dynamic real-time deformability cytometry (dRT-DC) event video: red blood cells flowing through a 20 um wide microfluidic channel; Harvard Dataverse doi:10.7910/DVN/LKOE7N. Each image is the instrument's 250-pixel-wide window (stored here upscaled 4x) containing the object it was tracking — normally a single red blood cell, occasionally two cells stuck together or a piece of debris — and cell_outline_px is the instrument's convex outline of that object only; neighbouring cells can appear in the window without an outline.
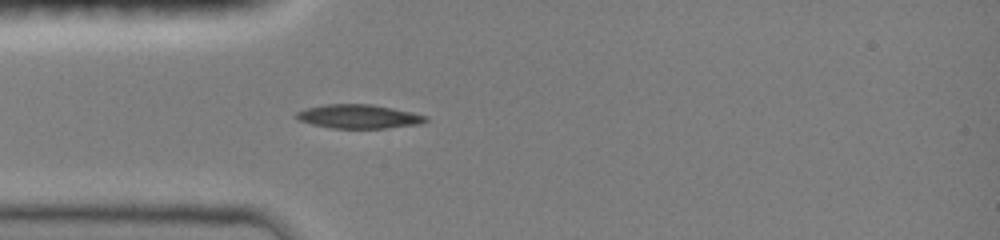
{"species": "common noctule bat (a hibernating species)", "species_latin": "Nyctalus noctula", "temperature_condition": "room temperature", "stored_images_in_passage": 35, "camera_frame_rate_fps": 3000, "um_per_image_px": 0.085, "animal": {"sex": "female", "body_mass_g": 19.0, "forearm_length_mm": 51.5}, "frame": {"image": 1, "passage_image": 1, "time_ms": 0.0, "image_size_px": [1000, 240], "cell_outline_px": [[428, 120], [420, 124], [384, 128], [332, 128], [312, 124], [300, 120], [296, 116], [296, 112], [304, 108], [324, 104], [372, 104], [412, 112], [428, 116]], "centroid_in_image_um": [30.49, 9.89], "position_along_channel_um": 54.5, "area_um2": 17.98}}
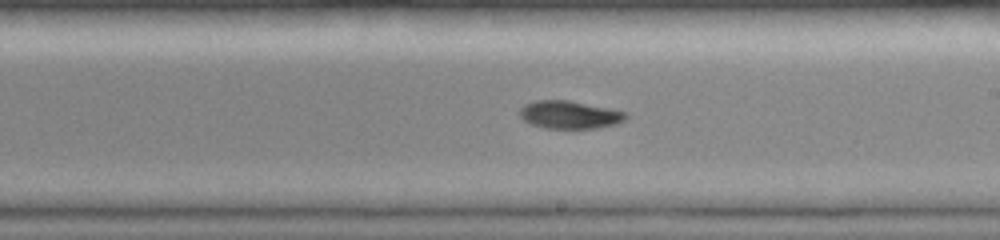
{"frame": {"image": 2, "passage_image": 15, "time_ms": 4.667, "image_size_px": [1000, 240], "cell_outline_px": [[628, 116], [624, 120], [616, 124], [596, 128], [544, 128], [532, 124], [524, 120], [520, 116], [520, 108], [524, 104], [536, 100], [568, 100], [628, 112]], "centroid_in_image_um": [48.42, 9.75], "position_along_channel_um": 240.6, "area_um2": 17.17}}
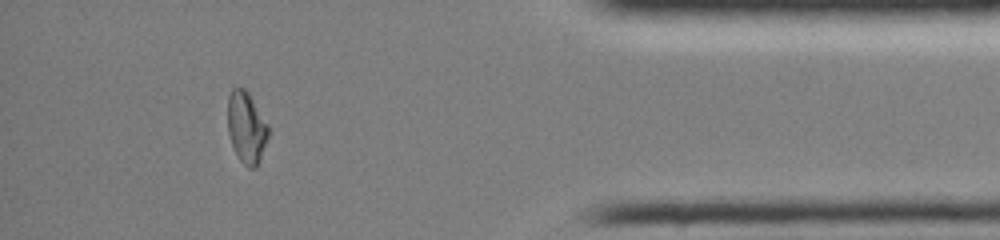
{"frame": {"image": 3, "passage_image": 30, "time_ms": 9.667, "image_size_px": [1000, 240], "cell_outline_px": [[268, 136], [260, 160], [256, 168], [248, 168], [240, 160], [232, 144], [228, 132], [228, 96], [232, 88], [244, 88], [248, 92], [268, 124]], "centroid_in_image_um": [20.95, 10.83], "position_along_channel_um": 414.3, "area_um2": 16.76}, "authors_computed_cell_mechanics": {"area_um2": 17.2244, "velocity_mm_per_s": 4.0503, "shape_relaxation_time_tau1_ms": 6.0495, "shape_relaxation_time_tau2_ms": null, "deformation_change_tau1": 0.2032, "deformation_change_tau2": null}}